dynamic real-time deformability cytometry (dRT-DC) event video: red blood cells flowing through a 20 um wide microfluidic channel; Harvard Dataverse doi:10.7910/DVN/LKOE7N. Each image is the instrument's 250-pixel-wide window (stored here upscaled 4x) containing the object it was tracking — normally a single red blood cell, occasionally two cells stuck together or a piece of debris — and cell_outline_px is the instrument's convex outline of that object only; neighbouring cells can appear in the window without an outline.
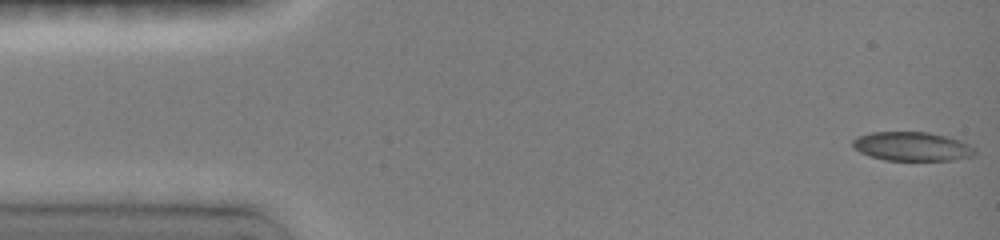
{"species": "common noctule bat (a hibernating species)", "species_latin": "Nyctalus noctula", "temperature_condition": "room temperature", "stored_images_in_passage": 9, "camera_frame_rate_fps": 3000, "um_per_image_px": 0.085, "animal": {"sex": "female", "body_mass_g": 19.0, "forearm_length_mm": 51.5}, "frame": {"image": 1, "passage_image": 1, "time_ms": 0.0, "image_size_px": [1000, 240], "cell_outline_px": [[976, 152], [972, 156], [952, 160], [884, 160], [860, 152], [852, 148], [852, 140], [856, 136], [872, 132], [928, 132], [948, 136], [960, 140], [976, 148]], "centroid_in_image_um": [77.52, 12.44], "position_along_channel_um": 7.5, "area_um2": 20.75}}
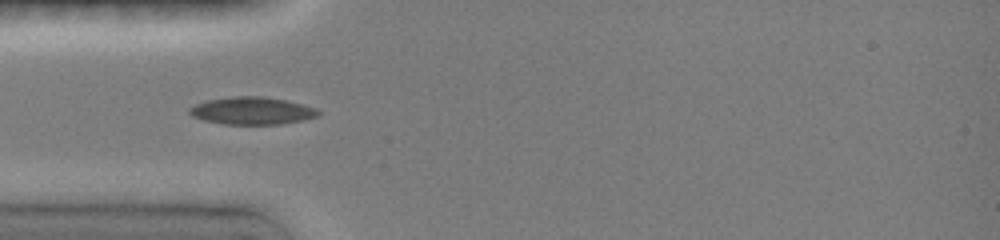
{"frame": {"image": 2, "passage_image": 6, "time_ms": 4.333, "image_size_px": [1000, 240], "cell_outline_px": [[320, 116], [304, 120], [280, 124], [224, 124], [204, 120], [192, 116], [188, 112], [188, 108], [196, 104], [208, 100], [232, 96], [260, 96], [284, 100], [316, 108], [320, 112]], "centroid_in_image_um": [21.42, 9.42], "position_along_channel_um": 63.6, "area_um2": 20.52}}
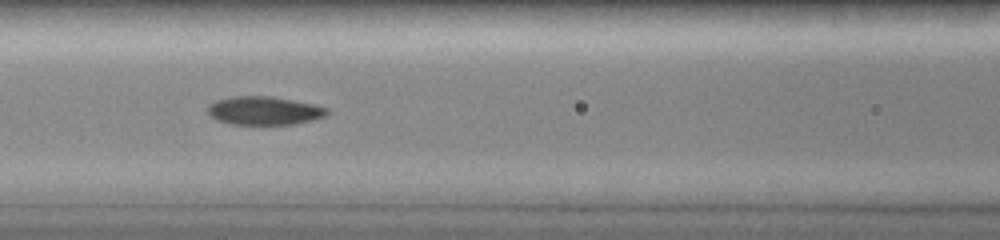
{"frame": {"image": 3, "passage_image": 8, "time_ms": 6.333, "image_size_px": [1000, 240], "cell_outline_px": [[328, 112], [324, 116], [312, 120], [296, 124], [232, 124], [216, 120], [208, 112], [208, 104], [216, 100], [232, 96], [268, 96], [292, 100], [312, 104], [328, 108]], "centroid_in_image_um": [22.43, 9.4], "position_along_channel_um": 144.2, "area_um2": 19.59}}